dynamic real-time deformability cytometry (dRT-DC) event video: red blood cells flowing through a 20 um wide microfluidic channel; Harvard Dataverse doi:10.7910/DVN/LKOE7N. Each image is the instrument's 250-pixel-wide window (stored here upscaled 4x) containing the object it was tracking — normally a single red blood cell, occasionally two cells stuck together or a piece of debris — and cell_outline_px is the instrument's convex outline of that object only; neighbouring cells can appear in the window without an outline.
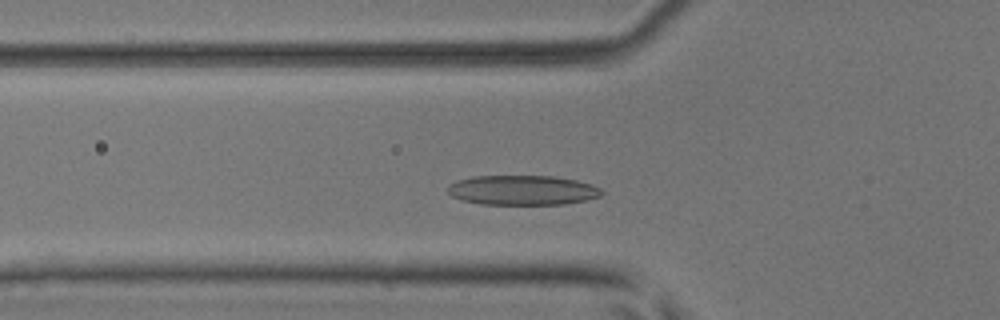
{"species": "common noctule bat (a hibernating species)", "species_latin": "Nyctalus noctula", "temperature_condition": "room temperature", "stored_images_in_passage": 44, "camera_frame_rate_fps": 3000, "um_per_image_px": 0.085, "animal": {"sex": "male", "body_mass_g": 17.9, "forearm_length_mm": 54.2}, "frame": {"image": 1, "passage_image": 11, "time_ms": 3.333, "image_size_px": [1000, 320], "cell_outline_px": [[604, 192], [600, 196], [584, 200], [564, 204], [480, 204], [464, 200], [452, 196], [448, 192], [448, 184], [456, 180], [472, 176], [552, 176], [576, 180], [592, 184], [600, 188]], "centroid_in_image_um": [44.4, 16.16], "position_along_channel_um": 81.4, "area_um2": 26.65}}
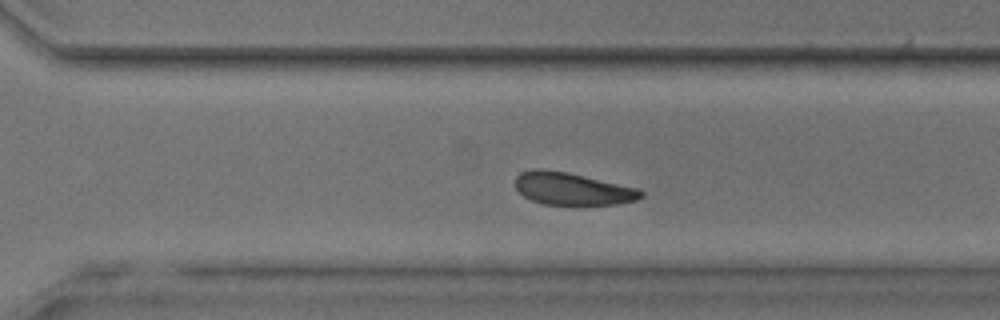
{"frame": {"image": 2, "passage_image": 29, "time_ms": 9.333, "image_size_px": [1000, 320], "cell_outline_px": [[644, 196], [636, 200], [616, 204], [576, 208], [544, 204], [532, 200], [524, 196], [516, 188], [516, 176], [520, 172], [532, 168], [544, 168], [568, 172], [640, 188], [644, 192]], "centroid_in_image_um": [48.68, 16.08], "position_along_channel_um": 321.9, "area_um2": 24.91}}
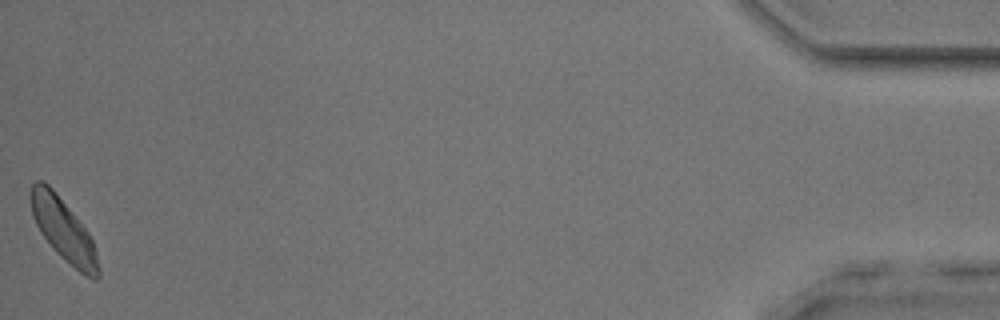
{"frame": {"image": 3, "passage_image": 44, "time_ms": 14.333, "image_size_px": [1000, 320], "cell_outline_px": [[100, 276], [96, 280], [92, 280], [84, 276], [60, 256], [56, 252], [40, 232], [32, 216], [28, 196], [32, 184], [36, 180], [40, 180], [48, 184], [52, 188], [88, 232], [92, 240], [96, 252], [100, 268]], "centroid_in_image_um": [5.38, 19.56], "position_along_channel_um": 429.8, "area_um2": 24.62}, "authors_computed_cell_mechanics": {"area_um2": 24.7962, "velocity_mm_per_s": 4.0091, "shape_relaxation_time_tau1_ms": 5.6443, "shape_relaxation_time_tau2_ms": 5.7258, "deformation_change_tau1": 0.1232, "deformation_change_tau2": 0.1426}}